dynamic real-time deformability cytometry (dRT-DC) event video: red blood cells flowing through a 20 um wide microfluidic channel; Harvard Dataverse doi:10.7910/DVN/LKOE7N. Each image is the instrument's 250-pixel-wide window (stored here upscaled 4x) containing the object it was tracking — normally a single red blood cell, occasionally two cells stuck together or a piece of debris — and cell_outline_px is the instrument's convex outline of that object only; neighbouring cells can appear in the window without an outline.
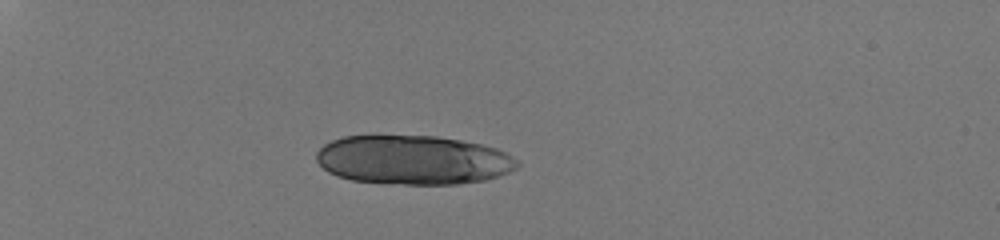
{"species": "human", "species_latin": "Homo sapiens", "temperature_condition": "room temperature", "stored_images_in_passage": 9, "segment_of_instrument_passage": [2, 3], "camera_frame_rate_fps": 3000, "um_per_image_px": 0.085, "donor": {"sex": "male"}, "frame": {"image": 1, "passage_image": 7, "time_ms": 2.0, "image_size_px": [1000, 240], "cell_outline_px": [[468, 180], [424, 184], [360, 180], [344, 176], [332, 172], [324, 164], [468, 160]], "centroid_in_image_um": [34.44, 14.57], "position_along_channel_um": 50.6, "area_um2": 18.84}}